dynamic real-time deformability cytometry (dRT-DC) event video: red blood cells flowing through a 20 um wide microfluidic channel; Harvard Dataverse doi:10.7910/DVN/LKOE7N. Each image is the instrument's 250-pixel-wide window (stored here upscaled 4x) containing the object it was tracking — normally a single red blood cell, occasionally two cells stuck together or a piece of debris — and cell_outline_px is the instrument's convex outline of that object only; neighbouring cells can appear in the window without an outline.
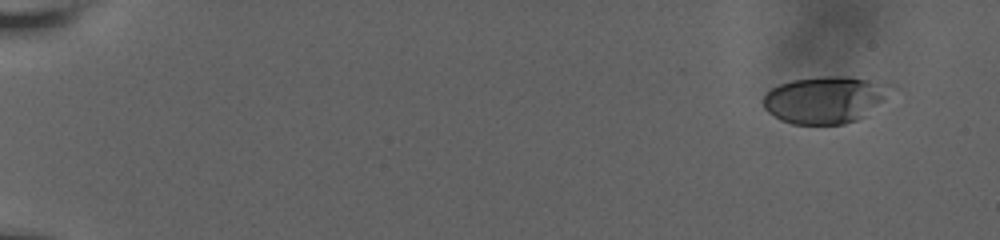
{"species": "human", "species_latin": "Homo sapiens", "temperature_condition": "room temperature", "stored_images_in_passage": 57, "camera_frame_rate_fps": 3000, "um_per_image_px": 0.085, "donor": {"sex": "male"}, "frame": {"image": 1, "passage_image": 1, "time_ms": 0.0, "image_size_px": [1000, 240], "cell_outline_px": [[884, 100], [864, 116], [856, 120], [844, 124], [792, 124], [780, 120], [768, 112], [764, 108], [764, 96], [772, 88], [780, 84], [792, 80], [824, 76], [848, 76], [864, 80]], "centroid_in_image_um": [69.85, 8.53], "position_along_channel_um": 15.2, "area_um2": 32.77}}
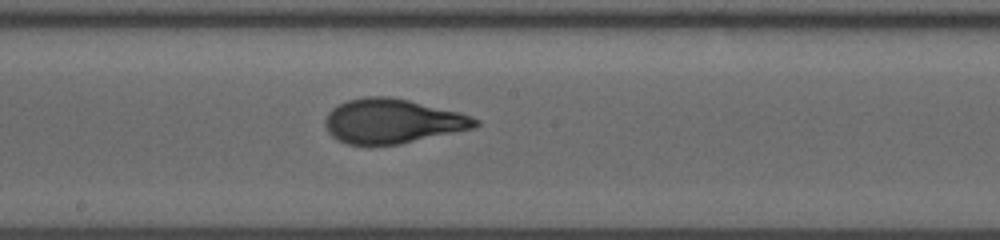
{"frame": {"image": 2, "passage_image": 32, "time_ms": 10.333, "image_size_px": [1000, 240], "cell_outline_px": [[480, 124], [476, 128], [400, 144], [348, 144], [336, 140], [328, 132], [324, 124], [324, 120], [328, 112], [332, 108], [348, 100], [364, 96], [388, 96], [408, 100], [460, 112], [472, 116], [480, 120]], "centroid_in_image_um": [33.37, 10.3], "position_along_channel_um": 214.8, "area_um2": 39.07}}
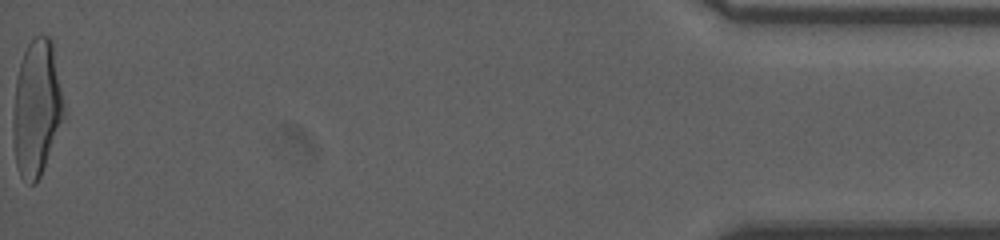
{"frame": {"image": 3, "passage_image": 57, "time_ms": 18.667, "image_size_px": [1000, 240], "cell_outline_px": [[64, 116], [40, 176], [36, 184], [28, 184], [20, 176], [16, 164], [12, 132], [12, 120], [16, 80], [20, 64], [24, 52], [28, 44], [36, 36], [48, 36], [52, 40], [64, 104]], "centroid_in_image_um": [3.1, 9.21], "position_along_channel_um": 432.1, "area_um2": 39.94}, "authors_computed_cell_mechanics": {"area_um2": 37.859, "velocity_mm_per_s": 3.6492, "shape_relaxation_time_tau1_ms": 7.7097, "shape_relaxation_time_tau2_ms": null, "deformation_change_tau1": 0.2807, "deformation_change_tau2": null}}